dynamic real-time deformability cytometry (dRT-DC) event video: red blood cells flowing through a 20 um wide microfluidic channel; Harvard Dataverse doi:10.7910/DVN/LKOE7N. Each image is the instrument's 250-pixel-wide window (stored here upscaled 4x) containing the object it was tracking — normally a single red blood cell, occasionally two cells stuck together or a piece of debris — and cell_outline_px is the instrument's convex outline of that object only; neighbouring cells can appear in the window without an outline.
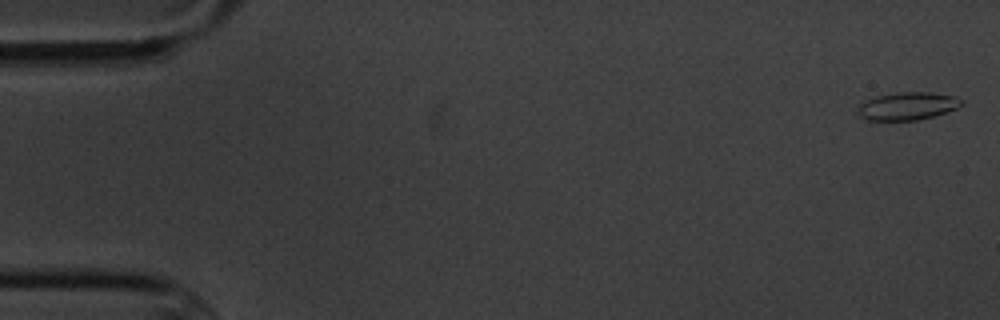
{"species": "common noctule bat (a hibernating species)", "species_latin": "Nyctalus noctula", "temperature_condition": "cold", "stored_images_in_passage": 7, "camera_frame_rate_fps": 3000, "um_per_image_px": 0.085, "animal": {"sex": "male", "body_mass_g": 20.1, "forearm_length_mm": 53.5}, "frame": {"image": 1, "passage_image": 1, "time_ms": 0.0, "image_size_px": [1000, 320], "cell_outline_px": [[960, 104], [956, 108], [932, 116], [916, 120], [868, 120], [856, 116], [856, 112], [860, 104], [876, 96], [896, 92], [928, 92], [952, 96], [960, 100]], "centroid_in_image_um": [77.03, 9.02], "position_along_channel_um": 8.0, "area_um2": 16.47}}
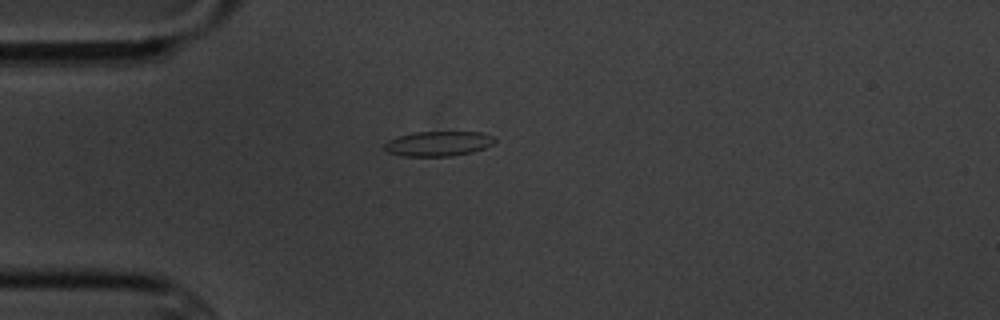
{"frame": {"image": 2, "passage_image": 5, "time_ms": 4.667, "image_size_px": [1000, 320], "cell_outline_px": [[496, 140], [492, 144], [484, 148], [472, 152], [452, 156], [404, 156], [388, 152], [384, 148], [384, 144], [388, 140], [400, 136], [416, 132], [480, 132], [492, 136]], "centroid_in_image_um": [37.26, 12.21], "position_along_channel_um": 47.7, "area_um2": 15.84}}
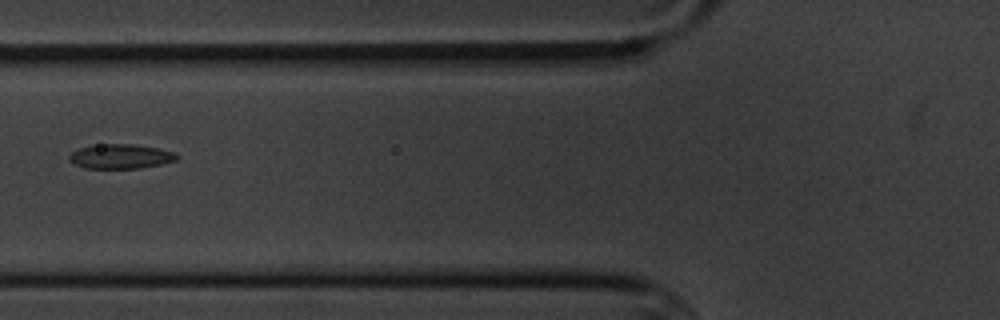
{"frame": {"image": 3, "passage_image": 7, "time_ms": 7.0, "image_size_px": [1000, 320], "cell_outline_px": [[180, 156], [176, 160], [160, 164], [140, 168], [84, 168], [68, 160], [68, 156], [72, 152], [80, 148], [100, 144], [132, 144], [156, 148], [176, 152]], "centroid_in_image_um": [10.26, 13.29], "position_along_channel_um": 115.5, "area_um2": 15.26}}